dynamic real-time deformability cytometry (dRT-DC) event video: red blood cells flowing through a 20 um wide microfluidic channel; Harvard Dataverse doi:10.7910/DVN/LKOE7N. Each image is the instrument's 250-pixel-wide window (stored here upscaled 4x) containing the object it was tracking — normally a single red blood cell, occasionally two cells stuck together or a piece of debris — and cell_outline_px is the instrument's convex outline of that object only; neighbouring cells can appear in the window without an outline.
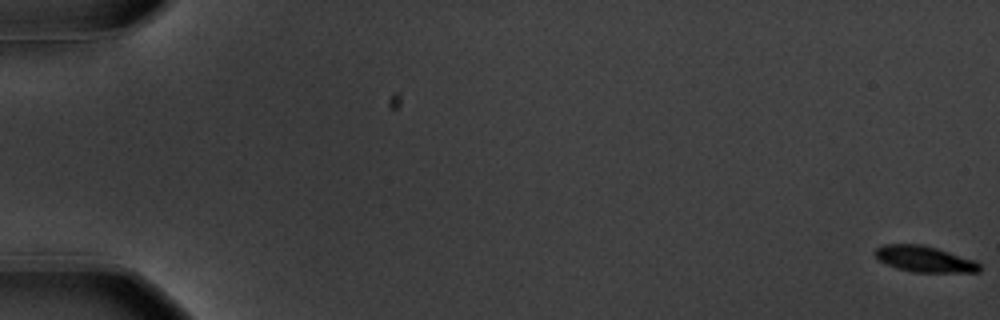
{"species": "common noctule bat (a hibernating species)", "species_latin": "Nyctalus noctula", "temperature_condition": "warm", "stored_images_in_passage": 59, "camera_frame_rate_fps": 3000, "um_per_image_px": 0.085, "animal": {"sex": "male", "body_mass_g": 20.1, "forearm_length_mm": 53.5}, "frame": {"image": 1, "passage_image": 1, "time_ms": 0.0, "image_size_px": [1000, 320], "cell_outline_px": [[980, 272], [912, 272], [896, 268], [880, 260], [872, 252], [876, 248], [884, 244], [920, 244], [936, 248], [976, 260], [980, 264]], "centroid_in_image_um": [78.59, 22.02], "position_along_channel_um": 6.4, "area_um2": 15.84}}
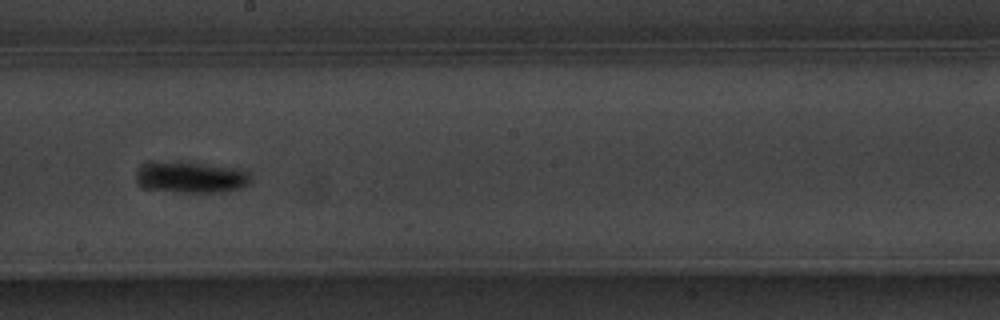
{"frame": {"image": 2, "passage_image": 35, "time_ms": 11.333, "image_size_px": [1000, 320], "cell_outline_px": [[252, 180], [248, 184], [240, 188], [228, 192], [176, 192], [148, 188], [140, 180], [140, 172], [144, 164], [152, 160], [188, 160], [240, 168], [248, 172], [252, 176]], "centroid_in_image_um": [16.38, 15.01], "position_along_channel_um": 231.8, "area_um2": 21.39}}
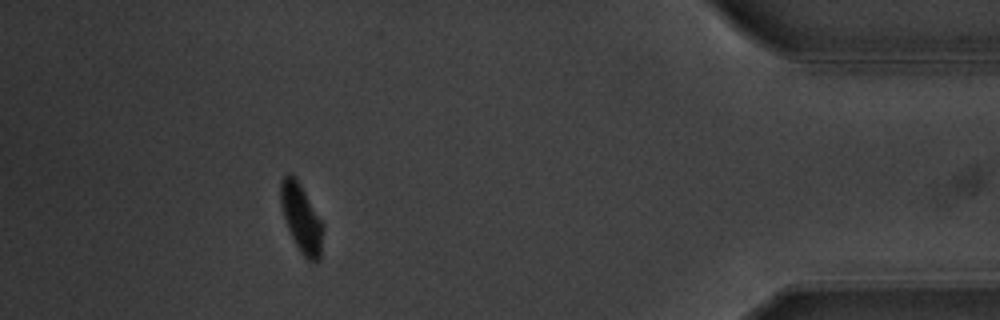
{"frame": {"image": 3, "passage_image": 54, "time_ms": 17.667, "image_size_px": [1000, 320], "cell_outline_px": [[324, 228], [320, 260], [308, 260], [300, 252], [284, 220], [280, 204], [280, 180], [288, 172], [292, 172], [296, 176], [324, 224]], "centroid_in_image_um": [25.61, 18.49], "position_along_channel_um": 409.6, "area_um2": 17.17}, "authors_computed_cell_mechanics": {"area_um2": 17.5134, "velocity_mm_per_s": 3.5402, "shape_relaxation_time_tau1_ms": 2.3973, "shape_relaxation_time_tau2_ms": null, "deformation_change_tau1": 0.1363, "deformation_change_tau2": null}}